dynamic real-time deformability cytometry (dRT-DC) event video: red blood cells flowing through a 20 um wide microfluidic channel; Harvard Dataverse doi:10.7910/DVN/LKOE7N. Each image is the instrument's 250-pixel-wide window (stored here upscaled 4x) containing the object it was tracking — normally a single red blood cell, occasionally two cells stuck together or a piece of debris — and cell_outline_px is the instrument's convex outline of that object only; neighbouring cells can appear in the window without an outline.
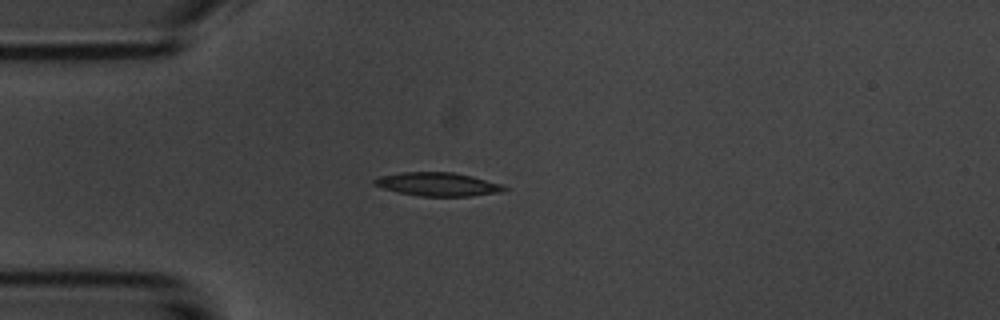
{"species": "common noctule bat (a hibernating species)", "species_latin": "Nyctalus noctula", "temperature_condition": "room temperature", "stored_images_in_passage": 2, "camera_frame_rate_fps": 3000, "um_per_image_px": 0.085, "animal": {"sex": "male", "body_mass_g": 20.1, "forearm_length_mm": 53.5}, "frame": {"image": 1, "passage_image": 1, "time_ms": 0.0, "image_size_px": [1000, 320], "cell_outline_px": [[508, 188], [500, 192], [472, 196], [420, 196], [400, 192], [384, 188], [372, 184], [372, 180], [376, 176], [400, 172], [452, 172], [472, 176], [500, 184]], "centroid_in_image_um": [37.15, 15.65], "position_along_channel_um": 47.8, "area_um2": 17.74}}